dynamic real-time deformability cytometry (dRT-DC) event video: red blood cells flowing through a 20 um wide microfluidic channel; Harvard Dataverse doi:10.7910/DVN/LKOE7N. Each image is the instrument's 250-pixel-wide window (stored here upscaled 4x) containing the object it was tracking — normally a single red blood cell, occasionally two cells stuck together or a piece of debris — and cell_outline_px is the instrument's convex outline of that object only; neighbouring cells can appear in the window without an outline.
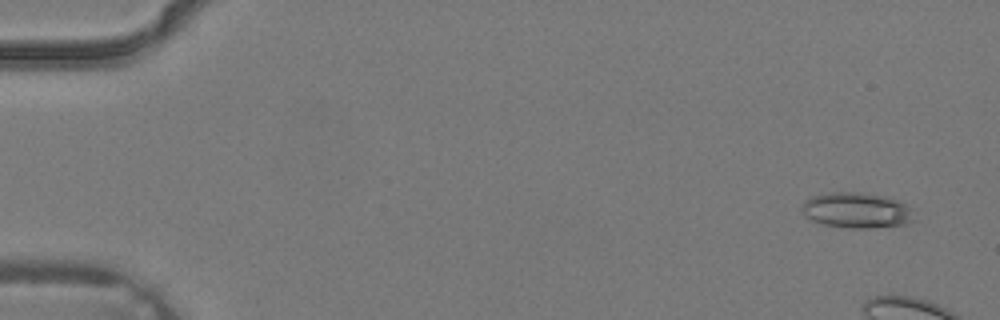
{"species": "common noctule bat (a hibernating species)", "species_latin": "Nyctalus noctula", "temperature_condition": "warm", "stored_images_in_passage": 5, "camera_frame_rate_fps": 3000, "um_per_image_px": 0.085, "animal": {"sex": "male", "body_mass_g": 19.2, "forearm_length_mm": 51.8}, "frame": {"image": 1, "passage_image": 1, "time_ms": 0.0, "image_size_px": [1000, 320], "cell_outline_px": [[916, 220], [908, 224], [872, 228], [852, 228], [824, 224], [812, 220], [800, 212], [800, 208], [804, 200], [812, 196], [832, 192], [856, 192], [884, 196], [896, 200], [904, 204], [908, 208]], "centroid_in_image_um": [72.78, 17.88], "position_along_channel_um": 12.2, "area_um2": 23.18}}